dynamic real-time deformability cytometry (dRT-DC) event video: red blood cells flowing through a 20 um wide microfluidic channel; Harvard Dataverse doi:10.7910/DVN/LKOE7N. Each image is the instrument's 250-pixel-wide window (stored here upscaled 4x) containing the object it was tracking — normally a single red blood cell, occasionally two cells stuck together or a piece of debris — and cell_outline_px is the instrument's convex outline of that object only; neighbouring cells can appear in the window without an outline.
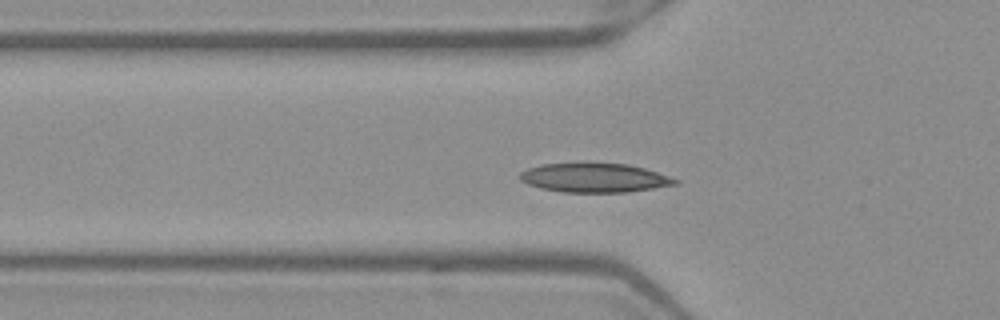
{"species": "Egyptian fruit bat (a non-hibernating species)", "species_latin": "Rousettus aegyptiacus", "temperature_condition": "warm", "stored_images_in_passage": 48, "camera_frame_rate_fps": 3000, "um_per_image_px": 0.085, "frame": {"image": 1, "passage_image": 13, "time_ms": 4.0, "image_size_px": [1000, 320], "cell_outline_px": [[680, 184], [628, 192], [564, 192], [540, 188], [528, 184], [520, 180], [520, 172], [528, 168], [540, 164], [584, 160], [628, 164], [644, 168], [680, 180]], "centroid_in_image_um": [50.51, 15.06], "position_along_channel_um": 75.3, "area_um2": 27.34}}
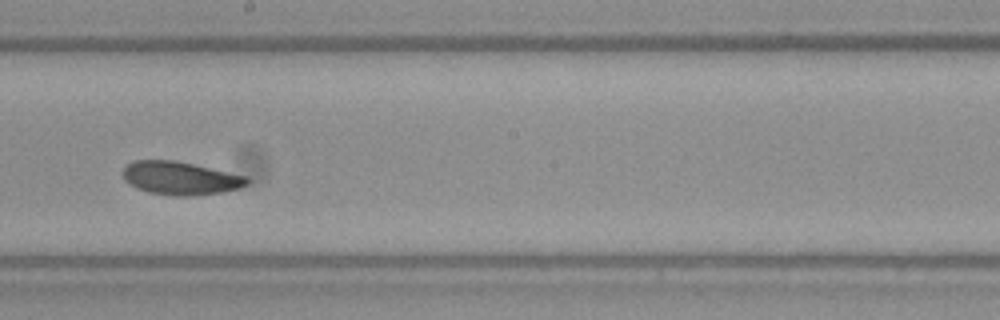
{"frame": {"image": 2, "passage_image": 25, "time_ms": 8.0, "image_size_px": [1000, 320], "cell_outline_px": [[248, 184], [240, 188], [224, 192], [188, 196], [176, 196], [148, 192], [136, 188], [128, 184], [124, 180], [124, 164], [132, 160], [176, 160], [248, 176]], "centroid_in_image_um": [15.32, 15.14], "position_along_channel_um": 232.9, "area_um2": 24.28}}
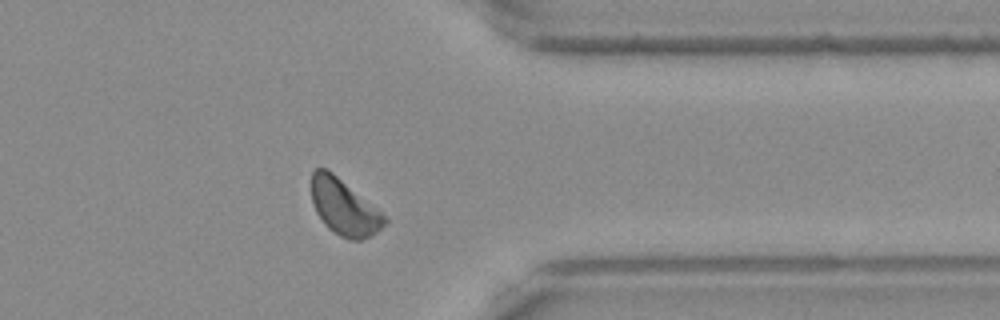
{"frame": {"image": 3, "passage_image": 37, "time_ms": 12.0, "image_size_px": [1000, 320], "cell_outline_px": [[388, 220], [372, 236], [360, 240], [348, 240], [340, 236], [328, 228], [324, 224], [316, 212], [312, 204], [312, 172], [316, 168], [324, 168], [332, 172], [380, 212]], "centroid_in_image_um": [29.21, 17.64], "position_along_channel_um": 382.2, "area_um2": 23.29}, "authors_computed_cell_mechanics": {"area_um2": 24.276, "velocity_mm_per_s": 3.9304, "shape_relaxation_time_tau1_ms": 4.8683, "shape_relaxation_time_tau2_ms": 3.6285, "deformation_change_tau1": 0.1127, "deformation_change_tau2": 0.07}}